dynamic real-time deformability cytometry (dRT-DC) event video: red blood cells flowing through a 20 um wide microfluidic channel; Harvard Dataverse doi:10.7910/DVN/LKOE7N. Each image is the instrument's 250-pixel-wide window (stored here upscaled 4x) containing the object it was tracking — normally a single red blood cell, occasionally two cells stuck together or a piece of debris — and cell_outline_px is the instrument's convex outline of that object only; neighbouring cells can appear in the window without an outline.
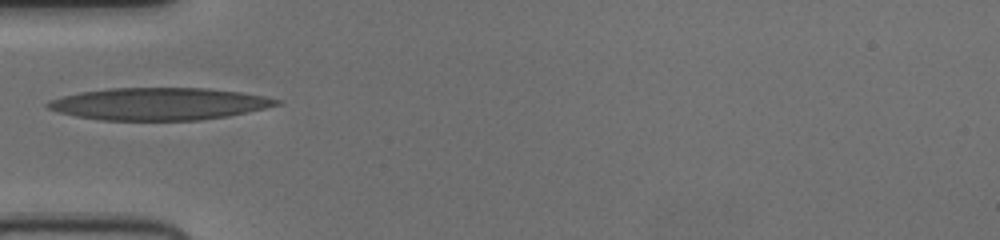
{"species": "human", "species_latin": "Homo sapiens", "temperature_condition": "cold", "stored_images_in_passage": 28, "camera_frame_rate_fps": 3000, "um_per_image_px": 0.085, "donor": {"sex": "female"}, "frame": {"image": 1, "passage_image": 1, "time_ms": 0.0, "image_size_px": [1000, 240], "cell_outline_px": [[280, 104], [248, 112], [228, 116], [200, 120], [100, 120], [76, 116], [56, 112], [48, 108], [44, 104], [48, 100], [80, 92], [108, 88], [208, 88], [244, 92], [264, 96], [280, 100]], "centroid_in_image_um": [13.5, 8.82], "position_along_channel_um": 71.5, "area_um2": 43.12}}
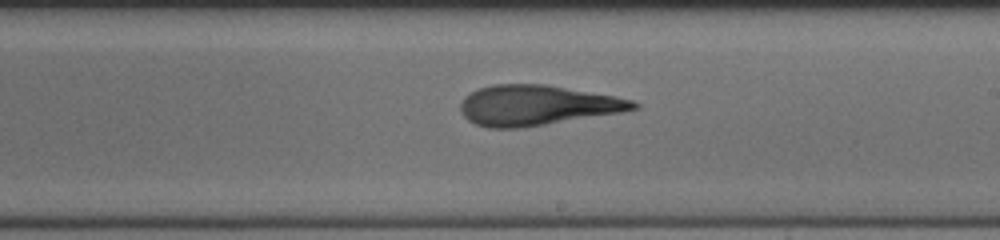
{"frame": {"image": 2, "passage_image": 14, "time_ms": 4.333, "image_size_px": [1000, 240], "cell_outline_px": [[640, 108], [620, 112], [520, 128], [488, 128], [476, 124], [468, 120], [460, 112], [460, 104], [464, 96], [480, 88], [492, 84], [544, 84], [616, 96], [632, 100], [640, 104]], "centroid_in_image_um": [45.62, 8.94], "position_along_channel_um": 243.4, "area_um2": 40.29}}
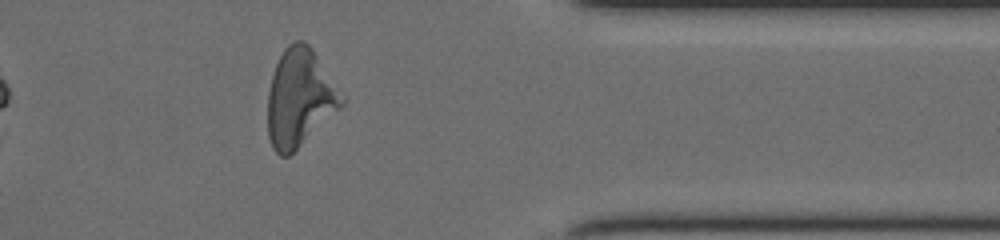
{"frame": {"image": 3, "passage_image": 26, "time_ms": 8.333, "image_size_px": [1000, 240], "cell_outline_px": [[344, 104], [340, 108], [288, 156], [280, 156], [272, 148], [268, 136], [268, 92], [272, 76], [276, 64], [284, 48], [288, 44], [296, 40], [304, 40], [312, 48], [344, 100]], "centroid_in_image_um": [25.43, 8.32], "position_along_channel_um": 386.0, "area_um2": 41.15}}